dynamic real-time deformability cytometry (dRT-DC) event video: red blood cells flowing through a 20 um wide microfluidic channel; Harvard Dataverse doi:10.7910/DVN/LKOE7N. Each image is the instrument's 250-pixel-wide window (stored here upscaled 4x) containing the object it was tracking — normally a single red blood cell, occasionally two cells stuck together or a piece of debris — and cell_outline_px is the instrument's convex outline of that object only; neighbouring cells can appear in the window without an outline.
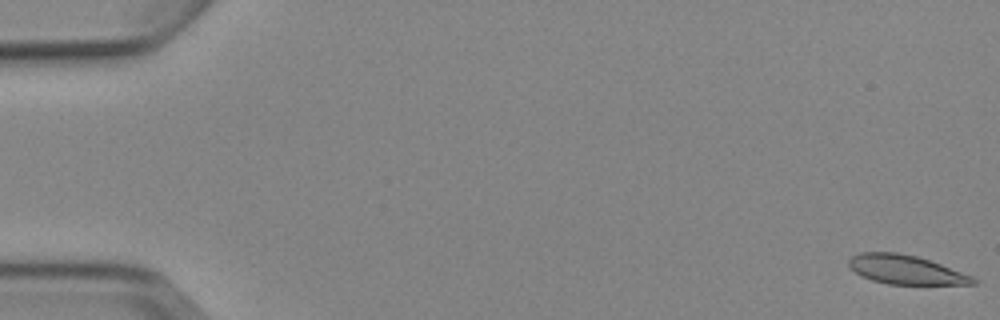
{"species": "Egyptian fruit bat (a non-hibernating species)", "species_latin": "Rousettus aegyptiacus", "temperature_condition": "cold", "stored_images_in_passage": 8, "camera_frame_rate_fps": 3000, "um_per_image_px": 0.085, "animal": {"sex": "female"}, "frame": {"image": 1, "passage_image": 1, "time_ms": 0.0, "image_size_px": [1000, 320], "cell_outline_px": [[980, 280], [976, 284], [888, 284], [872, 280], [860, 276], [848, 268], [848, 260], [852, 256], [860, 252], [896, 252], [916, 256], [940, 264], [972, 276]], "centroid_in_image_um": [76.94, 22.92], "position_along_channel_um": 8.1, "area_um2": 21.04}}
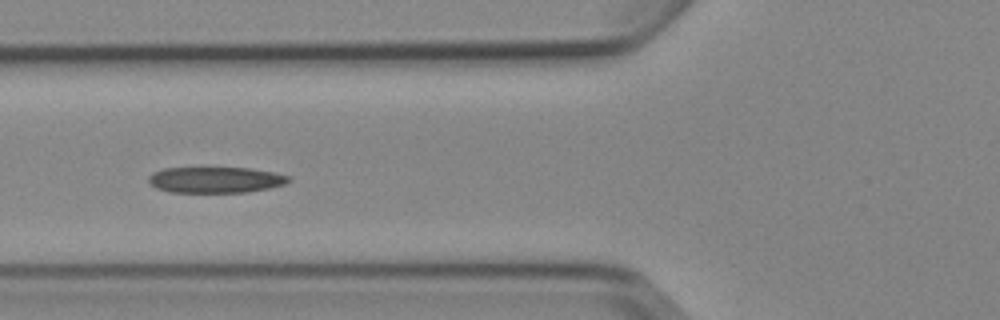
{"frame": {"image": 2, "passage_image": 6, "time_ms": 6.667, "image_size_px": [1000, 320], "cell_outline_px": [[292, 180], [284, 184], [268, 188], [248, 192], [172, 192], [156, 188], [148, 180], [148, 176], [152, 172], [164, 168], [248, 168], [276, 172], [292, 176]], "centroid_in_image_um": [18.36, 15.28], "position_along_channel_um": 107.4, "area_um2": 21.27}}
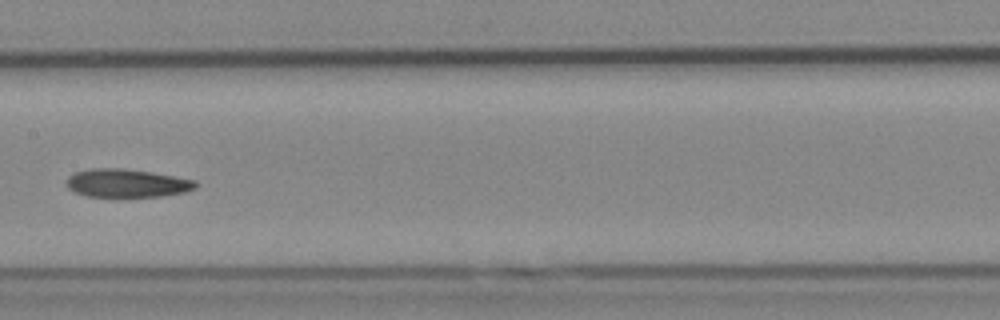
{"frame": {"image": 3, "passage_image": 8, "time_ms": 9.0, "image_size_px": [1000, 320], "cell_outline_px": [[200, 184], [196, 188], [184, 192], [160, 196], [84, 196], [68, 188], [64, 180], [68, 176], [76, 172], [88, 168], [124, 168], [152, 172], [196, 180]], "centroid_in_image_um": [10.77, 15.55], "position_along_channel_um": 196.6, "area_um2": 21.39}}